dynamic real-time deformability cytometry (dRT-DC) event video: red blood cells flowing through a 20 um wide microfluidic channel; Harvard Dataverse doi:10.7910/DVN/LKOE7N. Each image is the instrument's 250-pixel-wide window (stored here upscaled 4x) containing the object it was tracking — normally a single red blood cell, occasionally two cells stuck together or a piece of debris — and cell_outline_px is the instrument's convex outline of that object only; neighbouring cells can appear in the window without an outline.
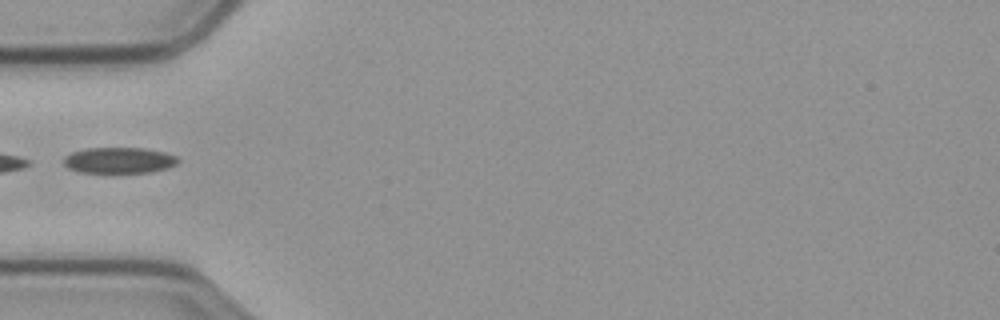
{"species": "common noctule bat (a hibernating species)", "species_latin": "Nyctalus noctula", "temperature_condition": "cold", "stored_images_in_passage": 6, "camera_frame_rate_fps": 3000, "um_per_image_px": 0.085, "animal": {"sex": "male", "body_mass_g": 23.1, "forearm_length_mm": 52.7}, "frame": {"image": 1, "passage_image": 1, "time_ms": 0.0, "image_size_px": [1000, 320], "cell_outline_px": [[180, 160], [176, 164], [168, 168], [152, 172], [112, 176], [104, 176], [80, 172], [68, 168], [64, 164], [64, 156], [72, 152], [88, 148], [144, 148], [164, 152], [176, 156]], "centroid_in_image_um": [10.1, 13.69], "position_along_channel_um": 74.9, "area_um2": 18.38}}